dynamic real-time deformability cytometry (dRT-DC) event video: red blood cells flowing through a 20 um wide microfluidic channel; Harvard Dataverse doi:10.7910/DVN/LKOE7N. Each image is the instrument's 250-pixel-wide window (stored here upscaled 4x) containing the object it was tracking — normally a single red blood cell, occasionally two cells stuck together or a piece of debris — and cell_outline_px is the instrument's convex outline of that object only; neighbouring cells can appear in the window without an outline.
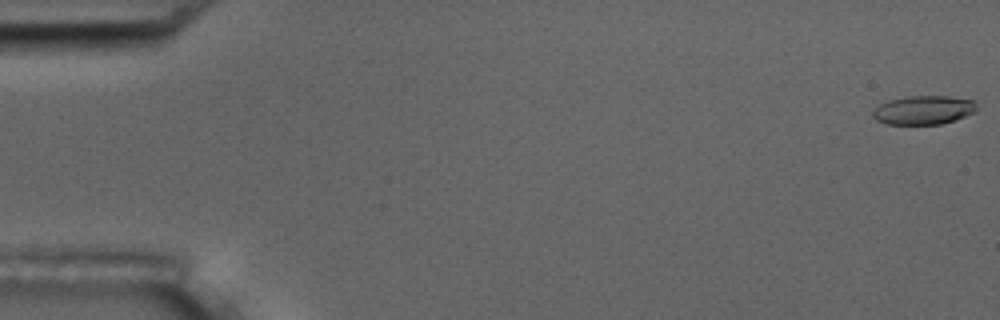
{"species": "common noctule bat (a hibernating species)", "species_latin": "Nyctalus noctula", "temperature_condition": "room temperature", "stored_images_in_passage": 5, "camera_frame_rate_fps": 3000, "um_per_image_px": 0.085, "animal": {"sex": "male", "body_mass_g": 17.5, "forearm_length_mm": 52.3}, "frame": {"image": 1, "passage_image": 1, "time_ms": 0.0, "image_size_px": [1000, 320], "cell_outline_px": [[976, 112], [956, 120], [940, 124], [888, 124], [876, 120], [872, 116], [872, 112], [880, 104], [888, 100], [908, 96], [948, 96], [972, 100], [976, 104]], "centroid_in_image_um": [78.51, 9.35], "position_along_channel_um": 6.5, "area_um2": 17.46}}
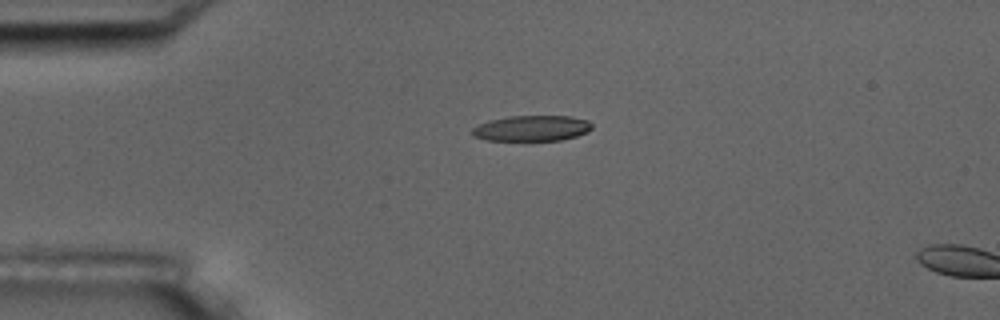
{"frame": {"image": 2, "passage_image": 4, "time_ms": 4.333, "image_size_px": [1000, 320], "cell_outline_px": [[592, 128], [588, 132], [576, 136], [560, 140], [488, 140], [472, 136], [472, 128], [488, 120], [508, 116], [572, 116], [588, 120], [592, 124]], "centroid_in_image_um": [45.21, 10.89], "position_along_channel_um": 39.8, "area_um2": 17.92}}